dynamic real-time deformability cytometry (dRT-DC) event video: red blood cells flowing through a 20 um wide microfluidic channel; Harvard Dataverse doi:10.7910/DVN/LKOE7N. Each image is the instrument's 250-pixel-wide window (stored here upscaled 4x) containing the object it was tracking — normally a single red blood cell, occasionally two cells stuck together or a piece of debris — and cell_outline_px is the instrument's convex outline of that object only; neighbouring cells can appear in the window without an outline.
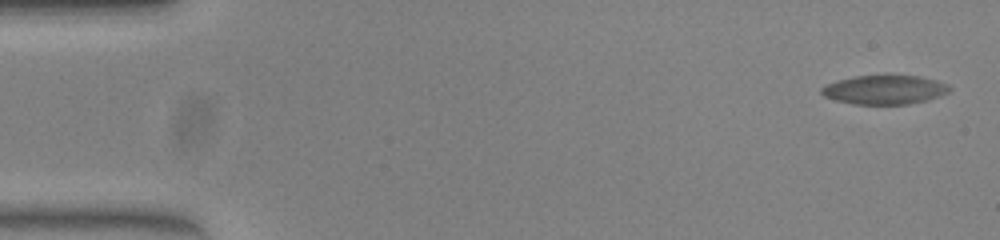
{"species": "common noctule bat (a hibernating species)", "species_latin": "Nyctalus noctula", "temperature_condition": "warm", "stored_images_in_passage": 52, "camera_frame_rate_fps": 3000, "um_per_image_px": 0.085, "animal": {"sex": "female", "body_mass_g": 23.0, "forearm_length_mm": 53.4}, "frame": {"image": 1, "passage_image": 1, "time_ms": 0.0, "image_size_px": [1000, 240], "cell_outline_px": [[952, 88], [948, 92], [940, 96], [928, 100], [908, 104], [856, 104], [836, 100], [824, 96], [820, 92], [820, 88], [836, 80], [856, 76], [884, 72], [888, 72], [920, 76], [936, 80], [948, 84]], "centroid_in_image_um": [75.22, 7.57], "position_along_channel_um": 9.8, "area_um2": 22.54}}
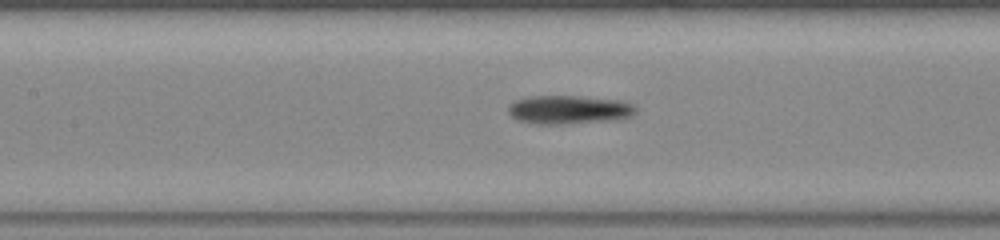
{"frame": {"image": 2, "passage_image": 23, "time_ms": 7.333, "image_size_px": [1000, 240], "cell_outline_px": [[636, 112], [628, 116], [604, 120], [564, 124], [536, 124], [520, 120], [512, 116], [508, 112], [508, 104], [516, 100], [528, 96], [576, 96], [620, 100], [632, 104], [636, 108]], "centroid_in_image_um": [48.29, 9.31], "position_along_channel_um": 159.1, "area_um2": 20.87}}
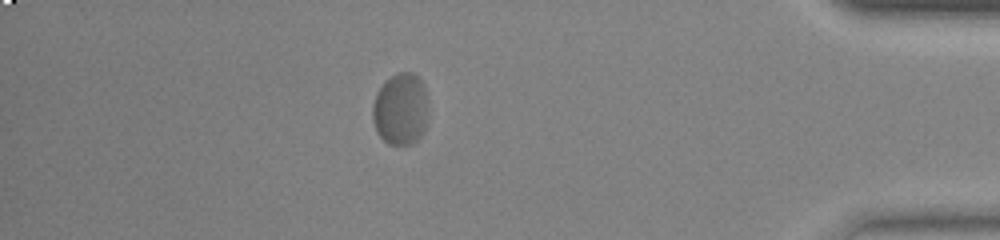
{"frame": {"image": 3, "passage_image": 45, "time_ms": 14.667, "image_size_px": [1000, 240], "cell_outline_px": [[428, 100], [424, 128], [420, 136], [412, 144], [388, 144], [376, 132], [372, 120], [372, 104], [376, 92], [384, 80], [396, 72], [412, 72], [424, 84]], "centroid_in_image_um": [34.02, 9.24], "position_along_channel_um": 401.2, "area_um2": 23.64}, "authors_computed_cell_mechanics": {"area_um2": 21.4727, "velocity_mm_per_s": 3.8941, "shape_relaxation_time_tau1_ms": null, "shape_relaxation_time_tau2_ms": 1.019, "deformation_change_tau1": null, "deformation_change_tau2": 0.053}}